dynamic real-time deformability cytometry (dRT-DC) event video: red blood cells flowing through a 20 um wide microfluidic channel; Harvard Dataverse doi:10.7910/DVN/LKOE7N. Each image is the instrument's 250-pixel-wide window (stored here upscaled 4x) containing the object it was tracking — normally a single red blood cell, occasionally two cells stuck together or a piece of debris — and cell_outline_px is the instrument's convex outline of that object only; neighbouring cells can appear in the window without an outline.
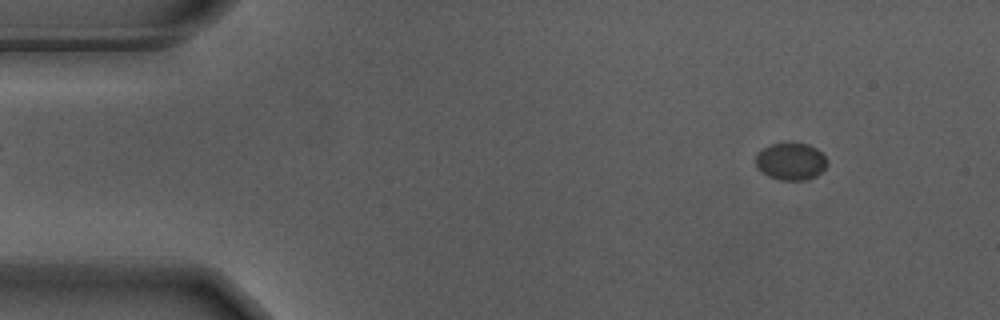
{"species": "Egyptian fruit bat (a non-hibernating species)", "species_latin": "Rousettus aegyptiacus", "temperature_condition": "warm", "stored_images_in_passage": 55, "camera_frame_rate_fps": 3000, "um_per_image_px": 0.085, "animal": {"sex": "male"}, "frame": {"image": 1, "passage_image": 6, "time_ms": 1.667, "image_size_px": [1000, 320], "cell_outline_px": [[828, 164], [816, 176], [804, 180], [780, 180], [768, 176], [756, 164], [756, 152], [772, 144], [808, 144], [816, 148], [828, 160]], "centroid_in_image_um": [67.23, 13.73], "position_along_channel_um": 17.8, "area_um2": 15.2}}
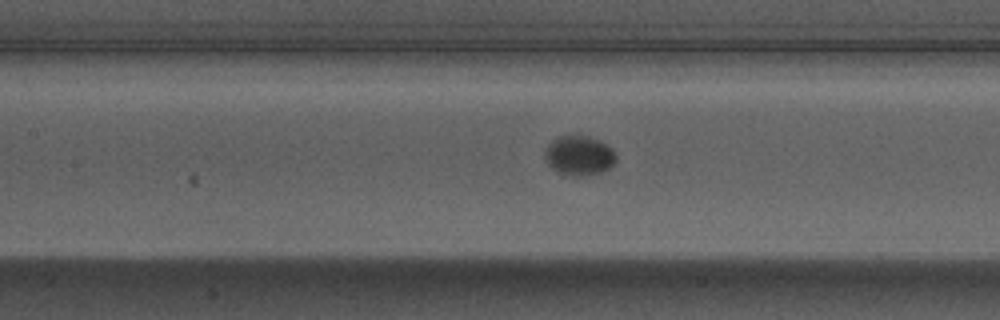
{"frame": {"image": 2, "passage_image": 25, "time_ms": 8.0, "image_size_px": [1000, 320], "cell_outline_px": [[616, 160], [608, 168], [600, 172], [584, 176], [564, 176], [556, 172], [548, 164], [544, 156], [544, 152], [548, 144], [552, 140], [560, 136], [588, 136], [600, 140], [608, 144], [612, 148], [616, 156]], "centroid_in_image_um": [49.2, 13.23], "position_along_channel_um": 158.2, "area_um2": 16.59}}
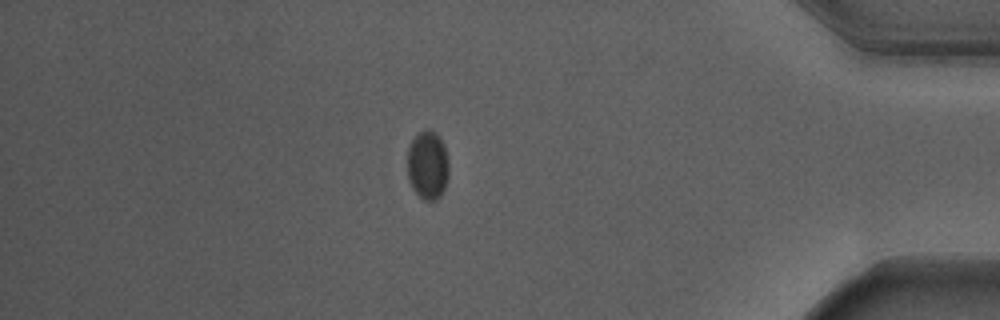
{"frame": {"image": 3, "passage_image": 48, "time_ms": 15.667, "image_size_px": [1000, 320], "cell_outline_px": [[448, 176], [444, 188], [440, 196], [436, 200], [424, 200], [412, 188], [408, 180], [408, 148], [412, 140], [424, 128], [428, 128], [444, 144], [448, 160]], "centroid_in_image_um": [36.35, 14.05], "position_along_channel_um": 398.9, "area_um2": 16.42}}